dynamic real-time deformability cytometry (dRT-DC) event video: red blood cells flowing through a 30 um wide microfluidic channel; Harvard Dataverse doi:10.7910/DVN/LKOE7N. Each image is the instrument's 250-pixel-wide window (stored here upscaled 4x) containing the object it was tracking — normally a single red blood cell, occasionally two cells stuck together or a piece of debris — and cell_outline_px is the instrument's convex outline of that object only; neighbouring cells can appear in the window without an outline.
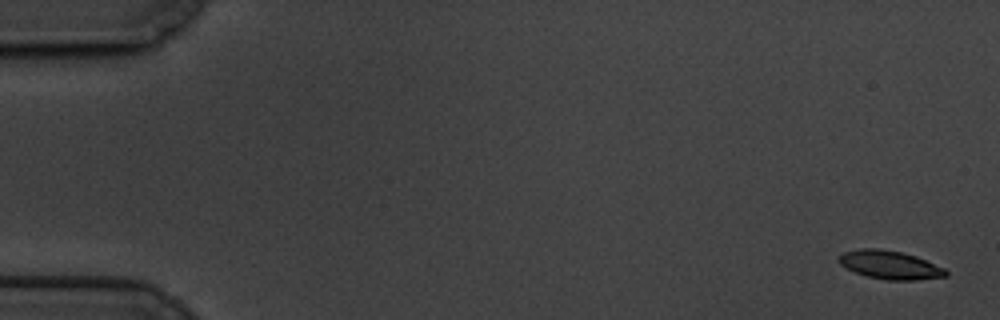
{"species": "common noctule bat (a hibernating species)", "species_latin": "Nyctalus noctula", "temperature_condition": "cold", "stored_images_in_passage": 59, "camera_frame_rate_fps": 3000, "um_per_image_px": 0.085, "animal": {"sex": "male", "body_mass_g": 19.5, "forearm_length_mm": 54.6}, "frame": {"image": 1, "passage_image": 1, "time_ms": 0.0, "image_size_px": [1000, 320], "cell_outline_px": [[948, 276], [916, 280], [884, 280], [864, 276], [840, 264], [836, 260], [844, 252], [860, 248], [880, 248], [900, 252], [916, 256], [944, 268], [948, 272]], "centroid_in_image_um": [75.63, 22.52], "position_along_channel_um": 9.4, "area_um2": 17.74}}
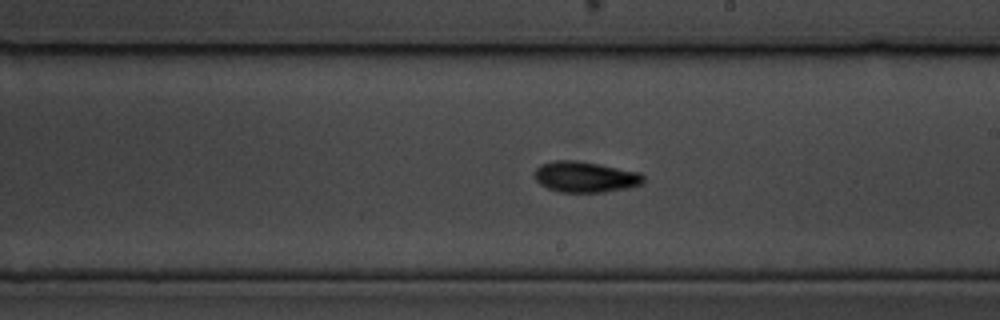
{"frame": {"image": 2, "passage_image": 34, "time_ms": 11.0, "image_size_px": [1000, 320], "cell_outline_px": [[644, 180], [640, 184], [628, 188], [604, 192], [560, 192], [548, 188], [540, 184], [536, 180], [536, 168], [540, 164], [552, 160], [572, 160], [600, 164], [640, 172], [644, 176]], "centroid_in_image_um": [49.75, 15.03], "position_along_channel_um": 239.3, "area_um2": 19.54}}
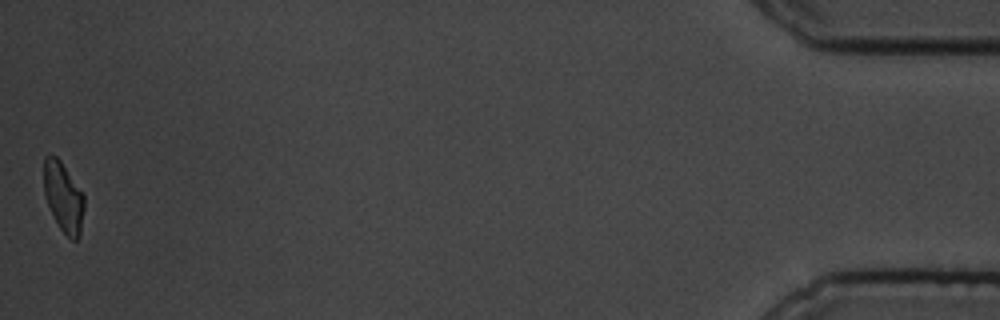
{"frame": {"image": 3, "passage_image": 59, "time_ms": 19.333, "image_size_px": [1000, 320], "cell_outline_px": [[84, 208], [80, 236], [76, 240], [72, 240], [60, 228], [48, 204], [44, 192], [44, 156], [48, 152], [56, 156], [60, 160], [84, 196]], "centroid_in_image_um": [5.38, 16.72], "position_along_channel_um": 429.8, "area_um2": 16.18}, "authors_computed_cell_mechanics": {"area_um2": 18.2648, "velocity_mm_per_s": 3.3657, "shape_relaxation_time_tau1_ms": 4.7868, "shape_relaxation_time_tau2_ms": 5.3343, "deformation_change_tau1": 0.1473, "deformation_change_tau2": 0.1053}}